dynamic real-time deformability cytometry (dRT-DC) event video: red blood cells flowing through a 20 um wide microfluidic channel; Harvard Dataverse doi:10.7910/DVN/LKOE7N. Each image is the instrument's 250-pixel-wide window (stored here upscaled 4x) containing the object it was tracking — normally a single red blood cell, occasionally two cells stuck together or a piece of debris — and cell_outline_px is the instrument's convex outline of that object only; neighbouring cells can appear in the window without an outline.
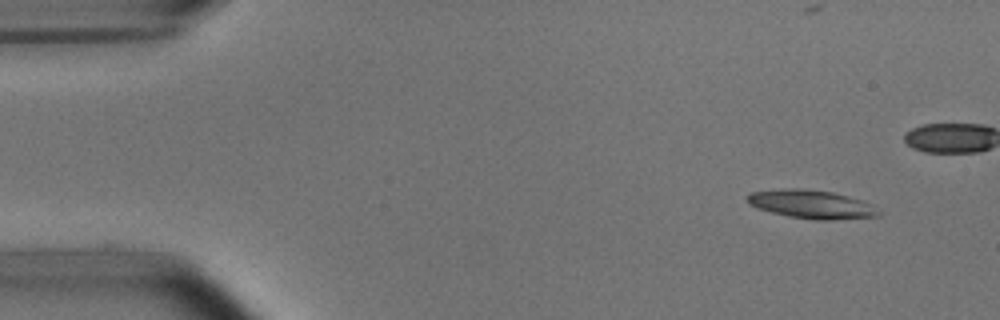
{"species": "common noctule bat (a hibernating species)", "species_latin": "Nyctalus noctula", "temperature_condition": "room temperature", "stored_images_in_passage": 47, "camera_frame_rate_fps": 3000, "um_per_image_px": 0.085, "animal": {"sex": "male", "body_mass_g": 15.6}, "frame": {"image": 1, "passage_image": 2, "time_ms": 0.333, "image_size_px": [1000, 320], "cell_outline_px": [[880, 216], [828, 220], [816, 220], [788, 216], [772, 212], [760, 208], [752, 204], [748, 200], [748, 196], [752, 192], [784, 188], [800, 188], [832, 192], [864, 200], [872, 204], [880, 212]], "centroid_in_image_um": [69.05, 17.36], "position_along_channel_um": 15.9, "area_um2": 21.56}}
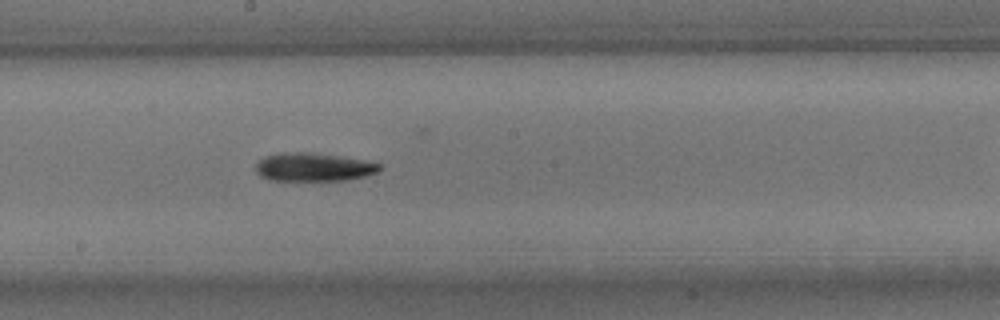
{"frame": {"image": 2, "passage_image": 26, "time_ms": 8.333, "image_size_px": [1000, 320], "cell_outline_px": [[380, 168], [376, 172], [364, 176], [348, 180], [272, 180], [260, 176], [256, 172], [256, 164], [264, 156], [284, 152], [304, 152], [336, 156], [360, 160], [380, 164]], "centroid_in_image_um": [26.58, 14.21], "position_along_channel_um": 221.6, "area_um2": 20.0}}
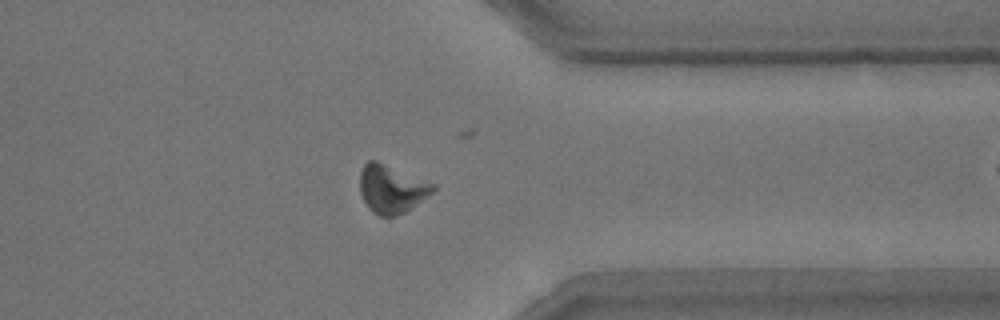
{"frame": {"image": 3, "passage_image": 39, "time_ms": 12.667, "image_size_px": [1000, 320], "cell_outline_px": [[436, 188], [432, 192], [416, 204], [404, 212], [388, 220], [372, 212], [368, 208], [360, 192], [360, 172], [364, 164], [368, 160], [376, 160], [436, 184]], "centroid_in_image_um": [33.26, 16.07], "position_along_channel_um": 378.1, "area_um2": 20.63}, "authors_computed_cell_mechanics": {"area_um2": 20.3456, "velocity_mm_per_s": 3.7801, "shape_relaxation_time_tau1_ms": 2.9778, "shape_relaxation_time_tau2_ms": null, "deformation_change_tau1": 0.1145, "deformation_change_tau2": null}}